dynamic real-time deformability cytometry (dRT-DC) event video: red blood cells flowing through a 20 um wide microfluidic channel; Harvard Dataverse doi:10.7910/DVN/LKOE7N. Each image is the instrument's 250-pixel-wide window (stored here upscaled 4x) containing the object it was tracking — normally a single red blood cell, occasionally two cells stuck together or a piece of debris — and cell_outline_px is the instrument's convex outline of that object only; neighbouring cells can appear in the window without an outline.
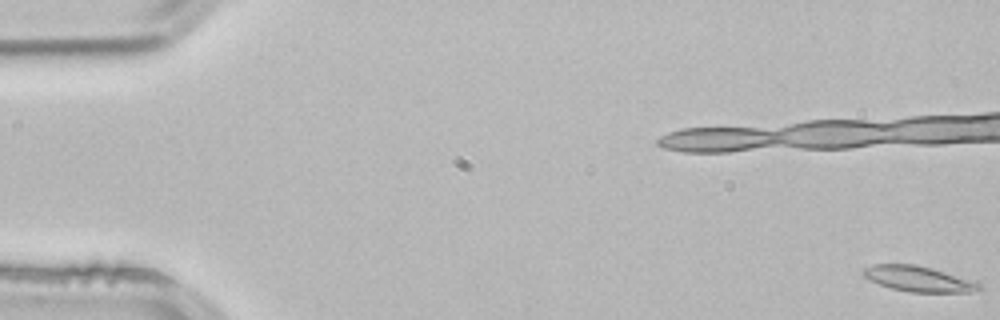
{"species": "common noctule bat (a hibernating species)", "species_latin": "Nyctalus noctula", "temperature_condition": "room temperature", "stored_images_in_passage": 5, "camera_frame_rate_fps": 3000, "um_per_image_px": 0.085, "animal": {"sex": "male", "body_mass_g": 21.5, "forearm_length_mm": 52.0}, "frame": {"image": 1, "passage_image": 1, "time_ms": 0.0, "image_size_px": [1000, 320], "cell_outline_px": [[984, 288], [968, 292], [908, 292], [892, 288], [868, 280], [860, 272], [864, 268], [872, 264], [916, 264], [932, 268], [980, 284]], "centroid_in_image_um": [77.98, 23.7], "position_along_channel_um": 7.0, "area_um2": 16.99}}